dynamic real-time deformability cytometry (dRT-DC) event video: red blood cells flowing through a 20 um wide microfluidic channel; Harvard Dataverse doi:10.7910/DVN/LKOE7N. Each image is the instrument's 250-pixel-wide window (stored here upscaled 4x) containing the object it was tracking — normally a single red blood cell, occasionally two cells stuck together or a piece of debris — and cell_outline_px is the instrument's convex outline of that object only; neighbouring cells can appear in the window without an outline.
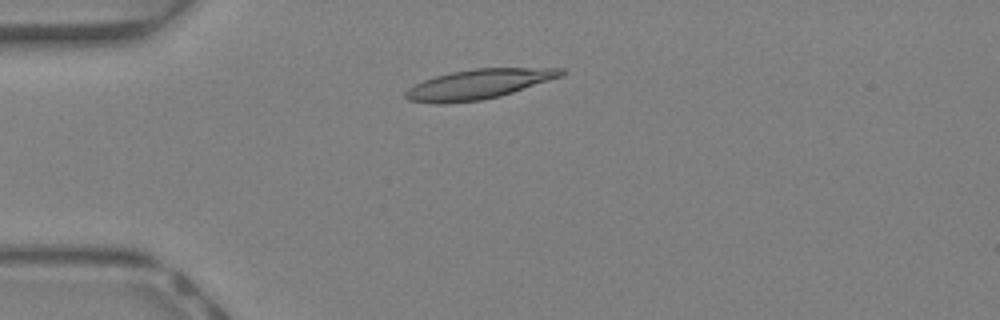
{"species": "Egyptian fruit bat (a non-hibernating species)", "species_latin": "Rousettus aegyptiacus", "temperature_condition": "warm", "stored_images_in_passage": 29, "camera_frame_rate_fps": 3000, "um_per_image_px": 0.085, "animal": {"sex": "female"}, "frame": {"image": 1, "passage_image": 1, "time_ms": 0.0, "image_size_px": [1000, 320], "cell_outline_px": [[564, 76], [500, 96], [484, 100], [444, 104], [436, 104], [408, 100], [404, 96], [404, 92], [408, 88], [424, 80], [436, 76], [452, 72], [476, 68], [564, 68]], "centroid_in_image_um": [40.68, 7.16], "position_along_channel_um": 44.3, "area_um2": 27.05}}
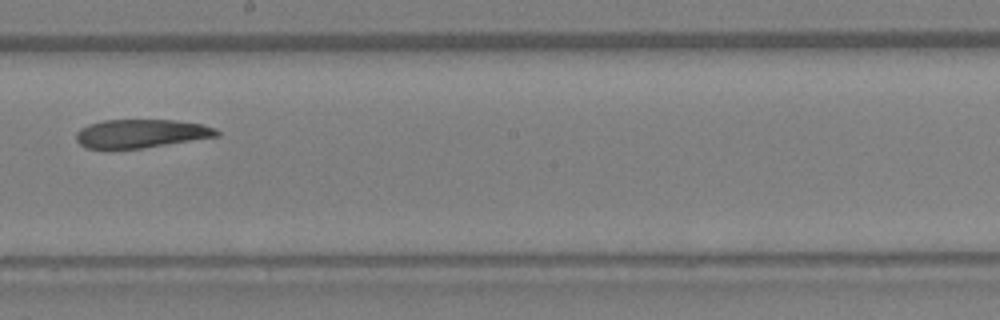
{"frame": {"image": 2, "passage_image": 15, "time_ms": 4.667, "image_size_px": [1000, 320], "cell_outline_px": [[220, 136], [140, 148], [84, 148], [76, 140], [76, 132], [80, 128], [88, 124], [104, 120], [172, 120], [200, 124], [216, 128], [220, 132]], "centroid_in_image_um": [11.97, 11.34], "position_along_channel_um": 236.2, "area_um2": 23.18}}
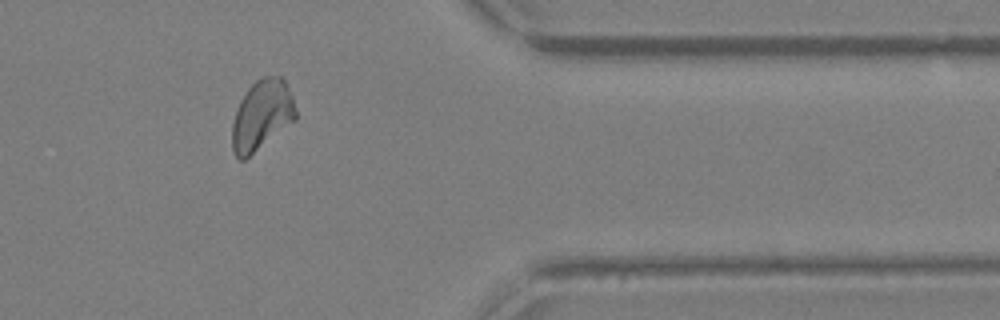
{"frame": {"image": 3, "passage_image": 26, "time_ms": 8.333, "image_size_px": [1000, 320], "cell_outline_px": [[296, 120], [244, 160], [240, 160], [232, 152], [232, 124], [240, 100], [248, 88], [256, 80], [264, 76], [280, 76], [284, 80], [292, 96], [296, 108]], "centroid_in_image_um": [22.25, 9.8], "position_along_channel_um": 389.1, "area_um2": 25.89}}